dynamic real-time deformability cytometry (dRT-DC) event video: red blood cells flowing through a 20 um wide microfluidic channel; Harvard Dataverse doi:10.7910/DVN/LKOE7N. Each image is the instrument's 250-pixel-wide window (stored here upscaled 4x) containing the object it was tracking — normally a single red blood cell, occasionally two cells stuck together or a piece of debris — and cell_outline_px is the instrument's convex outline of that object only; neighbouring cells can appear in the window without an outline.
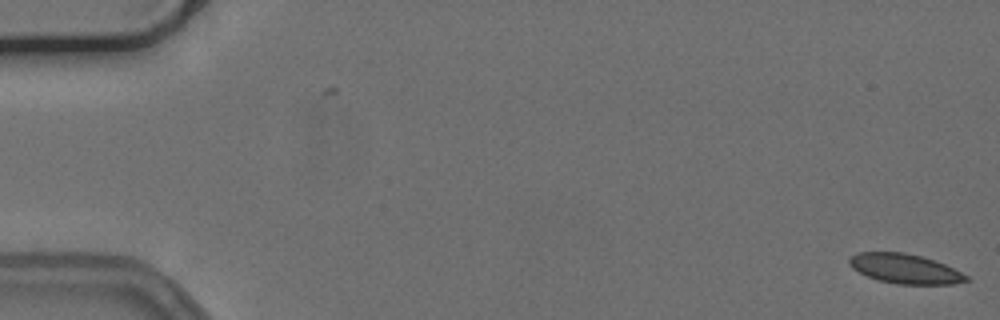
{"species": "common noctule bat (a hibernating species)", "species_latin": "Nyctalus noctula", "temperature_condition": "cold", "stored_images_in_passage": 2, "camera_frame_rate_fps": 3000, "um_per_image_px": 0.085, "animal": {"sex": "female", "body_mass_g": 24.6, "forearm_length_mm": 56.2}, "frame": {"image": 1, "passage_image": 2, "time_ms": 0.333, "image_size_px": [1000, 320], "cell_outline_px": [[972, 280], [952, 284], [896, 284], [876, 280], [852, 268], [848, 264], [848, 260], [852, 256], [860, 252], [904, 252], [936, 260], [968, 276]], "centroid_in_image_um": [76.93, 22.85], "position_along_channel_um": 8.1, "area_um2": 20.17}}